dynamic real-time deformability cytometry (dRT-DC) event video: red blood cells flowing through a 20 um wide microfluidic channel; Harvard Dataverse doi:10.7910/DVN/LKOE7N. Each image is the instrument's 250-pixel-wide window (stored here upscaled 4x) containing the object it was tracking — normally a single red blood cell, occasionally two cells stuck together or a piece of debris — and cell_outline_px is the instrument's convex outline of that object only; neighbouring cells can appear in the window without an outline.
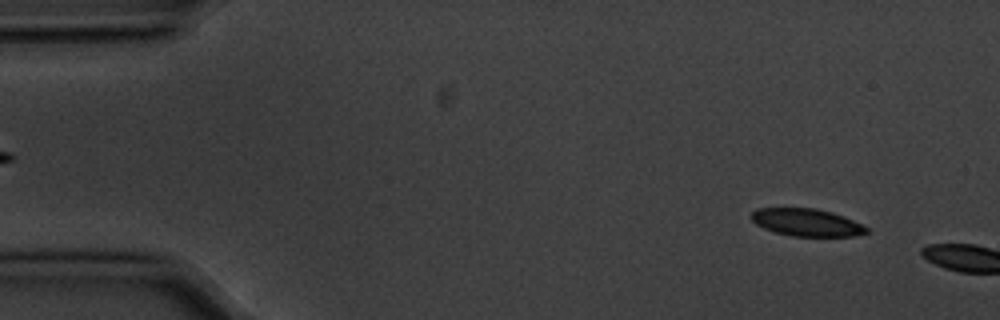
{"species": "common noctule bat (a hibernating species)", "species_latin": "Nyctalus noctula", "temperature_condition": "cold", "stored_images_in_passage": 2, "camera_frame_rate_fps": 3000, "um_per_image_px": 0.085, "animal": {"sex": "male", "body_mass_g": 20.1, "forearm_length_mm": 53.5}, "frame": {"image": 1, "passage_image": 1, "time_ms": 0.0, "image_size_px": [1000, 320], "cell_outline_px": [[868, 232], [856, 236], [792, 236], [776, 232], [764, 228], [756, 224], [748, 216], [756, 208], [816, 208], [832, 212], [844, 216], [868, 228]], "centroid_in_image_um": [68.54, 18.9], "position_along_channel_um": 16.5, "area_um2": 18.44}}